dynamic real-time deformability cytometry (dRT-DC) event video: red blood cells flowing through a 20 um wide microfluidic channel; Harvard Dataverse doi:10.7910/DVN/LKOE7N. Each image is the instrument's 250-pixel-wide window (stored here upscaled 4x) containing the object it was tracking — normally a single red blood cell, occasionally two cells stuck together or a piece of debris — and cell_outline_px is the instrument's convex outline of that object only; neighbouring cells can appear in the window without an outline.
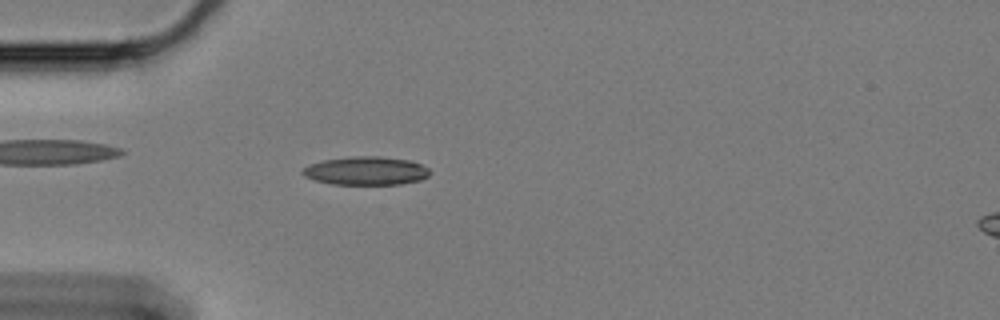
{"species": "Egyptian fruit bat (a non-hibernating species)", "species_latin": "Rousettus aegyptiacus", "temperature_condition": "cold", "stored_images_in_passage": 61, "camera_frame_rate_fps": 3000, "um_per_image_px": 0.085, "animal": {"sex": "female"}, "frame": {"image": 1, "passage_image": 18, "time_ms": 5.667, "image_size_px": [1000, 320], "cell_outline_px": [[432, 172], [428, 176], [420, 180], [400, 184], [332, 184], [316, 180], [304, 176], [300, 172], [304, 168], [312, 164], [324, 160], [352, 156], [380, 156], [408, 160], [420, 164], [428, 168]], "centroid_in_image_um": [31.13, 14.52], "position_along_channel_um": 53.9, "area_um2": 20.92}}
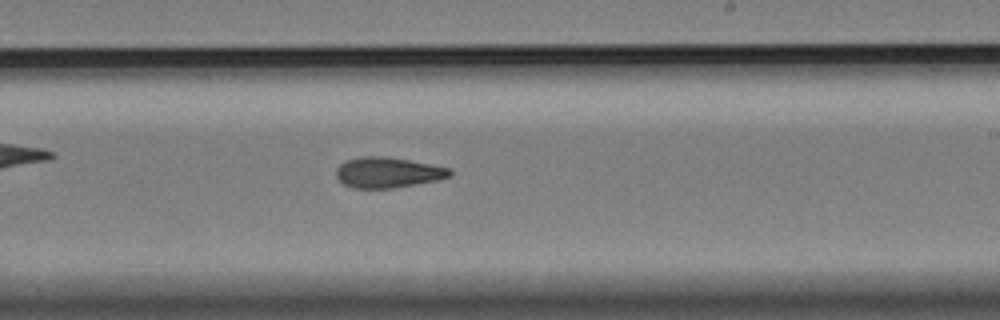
{"frame": {"image": 2, "passage_image": 37, "time_ms": 12.0, "image_size_px": [1000, 320], "cell_outline_px": [[452, 176], [436, 180], [392, 188], [352, 188], [344, 184], [336, 176], [336, 168], [340, 164], [348, 160], [360, 156], [384, 156], [408, 160], [448, 168], [452, 172]], "centroid_in_image_um": [32.93, 14.66], "position_along_channel_um": 256.1, "area_um2": 19.94}}
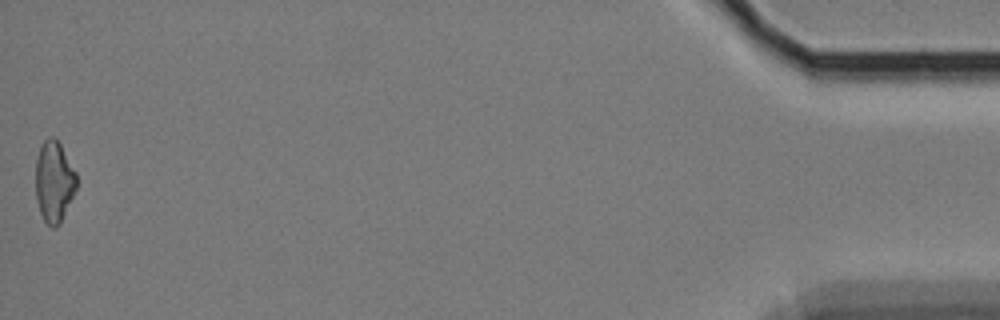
{"frame": {"image": 3, "passage_image": 61, "time_ms": 20.0, "image_size_px": [1000, 320], "cell_outline_px": [[76, 188], [60, 224], [56, 228], [52, 228], [44, 220], [40, 212], [36, 200], [36, 160], [40, 144], [48, 136], [52, 136], [60, 144], [76, 172]], "centroid_in_image_um": [4.58, 15.43], "position_along_channel_um": 430.6, "area_um2": 19.31}, "authors_computed_cell_mechanics": {"area_um2": 19.7676, "velocity_mm_per_s": 3.3145, "shape_relaxation_time_tau1_ms": null, "shape_relaxation_time_tau2_ms": 5.5379, "deformation_change_tau1": null, "deformation_change_tau2": 0.1378}}